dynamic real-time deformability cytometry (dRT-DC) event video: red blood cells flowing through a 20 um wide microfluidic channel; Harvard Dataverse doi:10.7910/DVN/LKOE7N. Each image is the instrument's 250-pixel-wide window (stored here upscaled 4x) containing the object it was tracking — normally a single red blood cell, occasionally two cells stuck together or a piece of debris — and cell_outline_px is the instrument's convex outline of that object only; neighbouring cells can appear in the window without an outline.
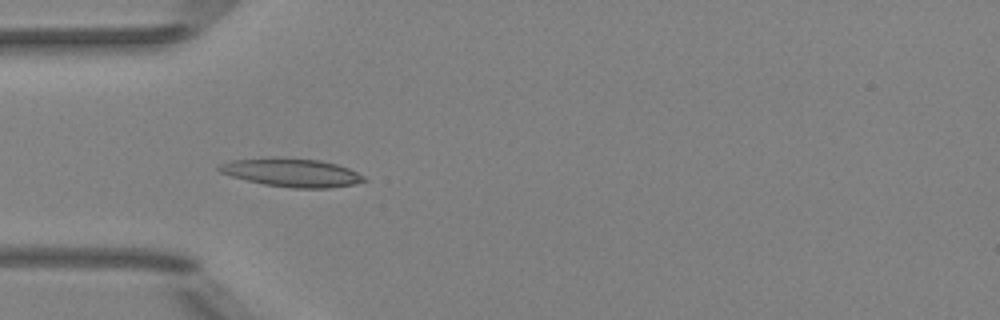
{"species": "Egyptian fruit bat (a non-hibernating species)", "species_latin": "Rousettus aegyptiacus", "temperature_condition": "room temperature", "stored_images_in_passage": 5, "camera_frame_rate_fps": 3000, "um_per_image_px": 0.085, "animal": {"sex": "female"}, "frame": {"image": 1, "passage_image": 4, "time_ms": 4.333, "image_size_px": [1000, 320], "cell_outline_px": [[368, 180], [352, 184], [328, 188], [292, 188], [264, 184], [232, 176], [220, 172], [216, 168], [220, 164], [232, 160], [272, 156], [280, 156], [320, 160], [336, 164], [348, 168], [364, 176]], "centroid_in_image_um": [24.77, 14.64], "position_along_channel_um": 60.2, "area_um2": 24.1}}
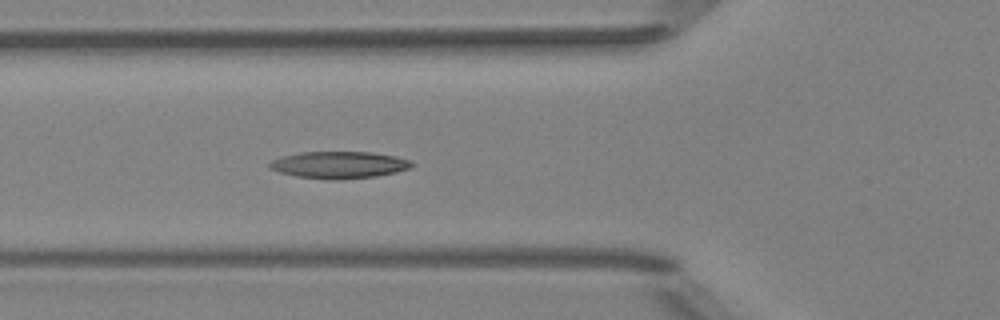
{"frame": {"image": 2, "passage_image": 5, "time_ms": 5.333, "image_size_px": [1000, 320], "cell_outline_px": [[412, 168], [396, 172], [376, 176], [336, 180], [332, 180], [296, 176], [280, 172], [268, 168], [268, 164], [272, 160], [284, 156], [300, 152], [372, 152], [396, 156], [412, 160]], "centroid_in_image_um": [28.84, 14.01], "position_along_channel_um": 97.0, "area_um2": 22.37}}